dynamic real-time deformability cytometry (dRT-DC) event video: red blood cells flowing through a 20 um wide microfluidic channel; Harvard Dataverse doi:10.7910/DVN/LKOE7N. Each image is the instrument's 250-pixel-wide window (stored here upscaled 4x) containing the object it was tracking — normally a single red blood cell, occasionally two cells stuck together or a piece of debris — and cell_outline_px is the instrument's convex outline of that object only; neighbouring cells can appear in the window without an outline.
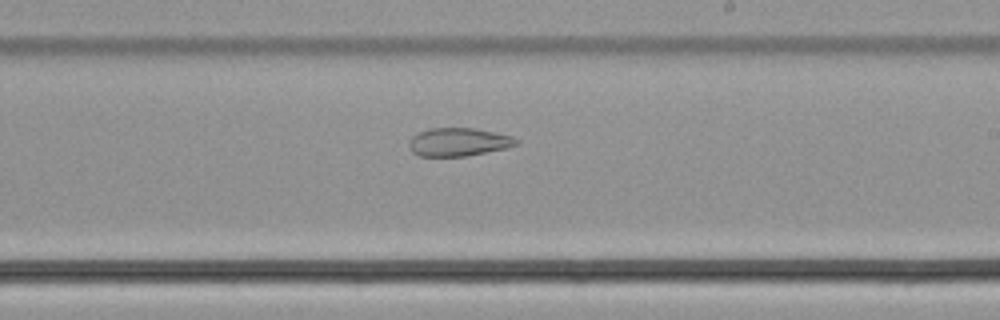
{"species": "common noctule bat (a hibernating species)", "species_latin": "Nyctalus noctula", "temperature_condition": "cold", "stored_images_in_passage": 34, "camera_frame_rate_fps": 3000, "um_per_image_px": 0.085, "animal": {"sex": "male", "body_mass_g": 21.5, "forearm_length_mm": 52.0}, "frame": {"image": 1, "passage_image": 20, "time_ms": 6.333, "image_size_px": [1000, 320], "cell_outline_px": [[520, 144], [504, 148], [468, 156], [420, 156], [412, 152], [408, 144], [412, 136], [428, 128], [476, 128], [512, 136], [520, 140]], "centroid_in_image_um": [38.99, 12.07], "position_along_channel_um": 250.0, "area_um2": 17.69}}